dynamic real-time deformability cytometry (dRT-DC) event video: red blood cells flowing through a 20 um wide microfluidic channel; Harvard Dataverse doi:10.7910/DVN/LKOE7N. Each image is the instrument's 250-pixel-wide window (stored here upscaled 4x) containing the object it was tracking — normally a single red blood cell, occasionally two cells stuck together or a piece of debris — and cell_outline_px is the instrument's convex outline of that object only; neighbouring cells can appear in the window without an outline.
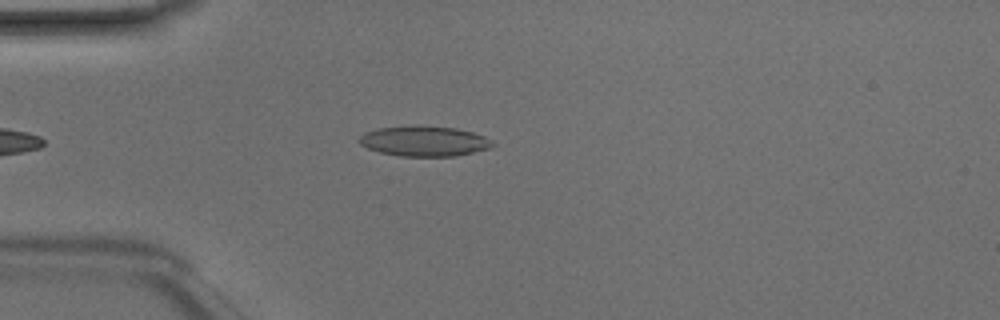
{"species": "Egyptian fruit bat (a non-hibernating species)", "species_latin": "Rousettus aegyptiacus", "temperature_condition": "room temperature", "stored_images_in_passage": 34, "camera_frame_rate_fps": 3000, "um_per_image_px": 0.085, "animal": {"sex": "male"}, "frame": {"image": 1, "passage_image": 2, "time_ms": 0.333, "image_size_px": [1000, 320], "cell_outline_px": [[496, 144], [488, 148], [456, 156], [400, 156], [380, 152], [368, 148], [360, 144], [356, 140], [364, 132], [376, 128], [416, 124], [456, 128], [472, 132], [484, 136]], "centroid_in_image_um": [36.0, 11.97], "position_along_channel_um": 49.0, "area_um2": 23.76}}
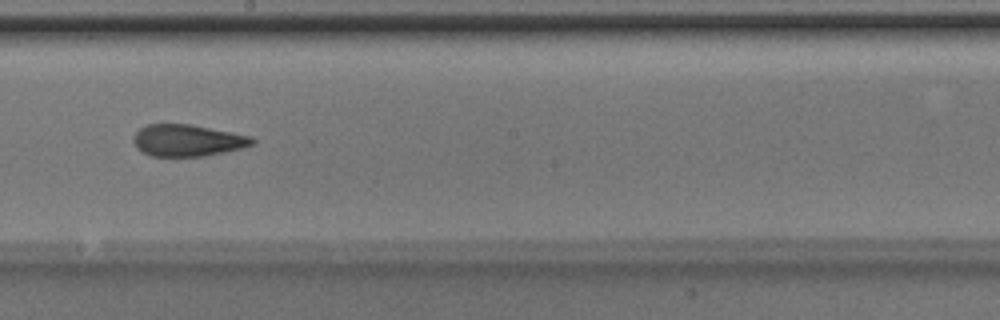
{"frame": {"image": 2, "passage_image": 16, "time_ms": 5.0, "image_size_px": [1000, 320], "cell_outline_px": [[256, 144], [224, 152], [204, 156], [152, 156], [136, 148], [132, 140], [132, 136], [140, 128], [148, 124], [188, 124], [232, 132], [252, 136], [256, 140]], "centroid_in_image_um": [15.94, 11.93], "position_along_channel_um": 232.3, "area_um2": 22.02}}
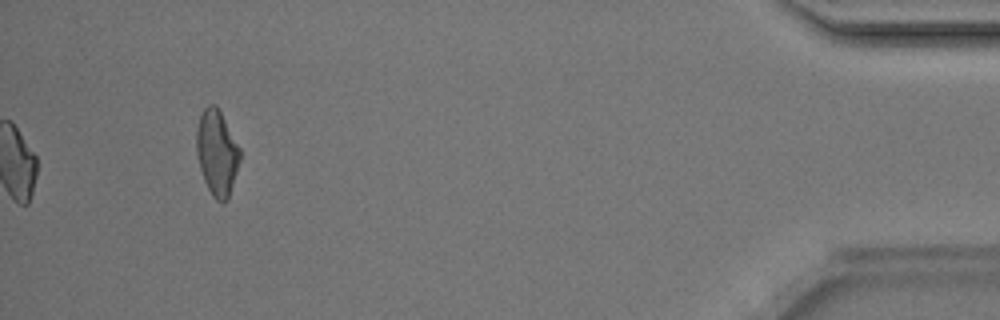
{"frame": {"image": 3, "passage_image": 34, "time_ms": 11.0, "image_size_px": [1000, 320], "cell_outline_px": [[240, 160], [228, 200], [224, 204], [216, 200], [212, 196], [204, 180], [200, 168], [196, 152], [196, 128], [200, 116], [204, 108], [208, 104], [216, 104], [240, 148]], "centroid_in_image_um": [18.43, 12.99], "position_along_channel_um": 416.8, "area_um2": 21.68}, "authors_computed_cell_mechanics": {"area_um2": 22.0507, "velocity_mm_per_s": 4.2274, "shape_relaxation_time_tau1_ms": 8.3663, "shape_relaxation_time_tau2_ms": 2.2537, "deformation_change_tau1": 0.2147, "deformation_change_tau2": 0.1022}}